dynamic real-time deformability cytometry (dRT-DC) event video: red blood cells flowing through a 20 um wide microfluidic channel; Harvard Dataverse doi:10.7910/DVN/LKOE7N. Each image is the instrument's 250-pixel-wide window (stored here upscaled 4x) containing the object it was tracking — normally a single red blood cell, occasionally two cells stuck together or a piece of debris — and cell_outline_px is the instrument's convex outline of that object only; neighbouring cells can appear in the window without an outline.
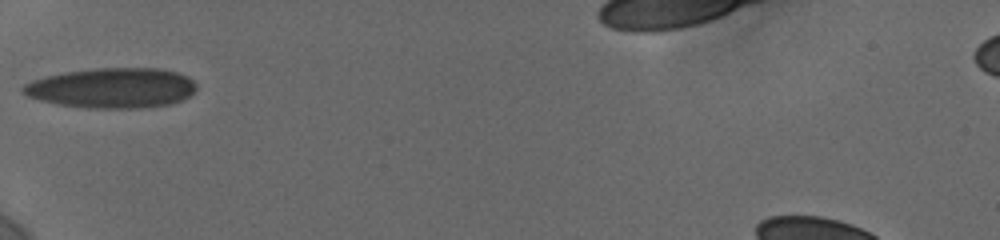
{"species": "human", "species_latin": "Homo sapiens", "temperature_condition": "cold", "stored_images_in_passage": 2, "camera_frame_rate_fps": 3000, "um_per_image_px": 0.085, "donor": {"sex": "female"}, "frame": {"image": 1, "passage_image": 1, "time_ms": 0.0, "image_size_px": [1000, 240], "cell_outline_px": [[196, 88], [188, 96], [180, 100], [168, 104], [136, 108], [88, 108], [60, 104], [40, 100], [28, 96], [20, 92], [20, 88], [24, 84], [32, 80], [44, 76], [64, 72], [92, 68], [160, 68], [176, 72], [188, 76], [196, 84]], "centroid_in_image_um": [9.47, 7.46], "position_along_channel_um": 75.5, "area_um2": 40.52}}